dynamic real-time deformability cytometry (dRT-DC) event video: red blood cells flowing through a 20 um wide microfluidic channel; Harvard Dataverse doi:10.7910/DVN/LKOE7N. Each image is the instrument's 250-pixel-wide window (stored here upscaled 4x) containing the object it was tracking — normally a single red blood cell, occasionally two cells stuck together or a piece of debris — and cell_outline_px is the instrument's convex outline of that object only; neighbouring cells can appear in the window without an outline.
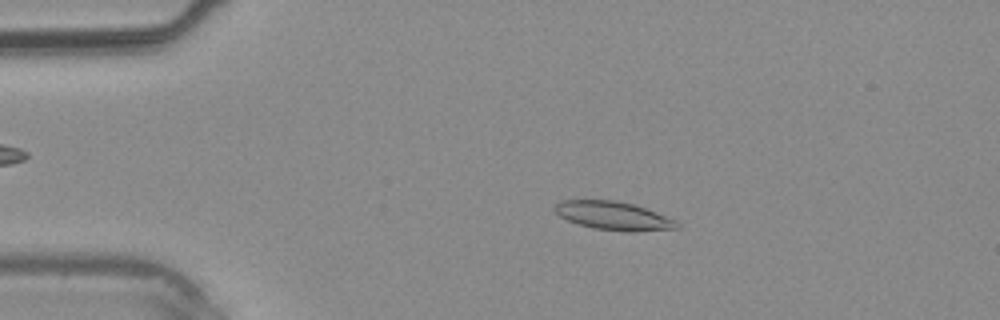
{"species": "common noctule bat (a hibernating species)", "species_latin": "Nyctalus noctula", "temperature_condition": "warm", "stored_images_in_passage": 37, "camera_frame_rate_fps": 3000, "um_per_image_px": 0.085, "animal": {"sex": "male", "body_mass_g": 20.4}, "frame": {"image": 1, "passage_image": 7, "time_ms": 2.0, "image_size_px": [1000, 320], "cell_outline_px": [[680, 228], [636, 232], [628, 232], [592, 228], [568, 220], [560, 216], [552, 208], [560, 200], [612, 200], [632, 204], [656, 212], [676, 220], [680, 224]], "centroid_in_image_um": [52.16, 18.35], "position_along_channel_um": 32.8, "area_um2": 20.23}}
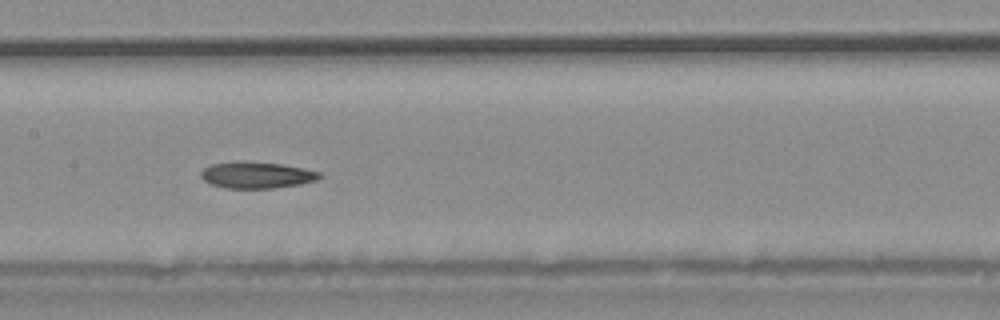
{"frame": {"image": 2, "passage_image": 18, "time_ms": 5.667, "image_size_px": [1000, 320], "cell_outline_px": [[324, 176], [316, 180], [300, 184], [272, 188], [224, 188], [212, 184], [204, 180], [200, 176], [200, 172], [204, 168], [212, 164], [232, 160], [244, 160], [280, 164], [304, 168], [320, 172]], "centroid_in_image_um": [21.8, 14.86], "position_along_channel_um": 185.6, "area_um2": 18.55}}
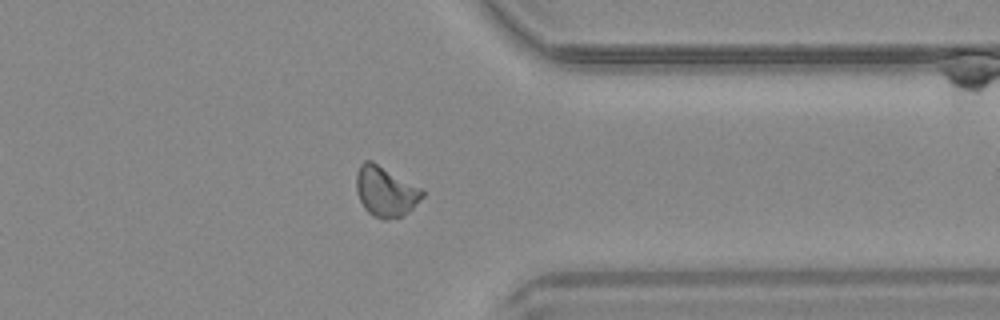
{"frame": {"image": 3, "passage_image": 29, "time_ms": 9.333, "image_size_px": [1000, 320], "cell_outline_px": [[424, 196], [412, 208], [400, 216], [384, 220], [372, 216], [364, 208], [360, 200], [356, 188], [356, 172], [360, 164], [364, 160], [372, 160], [420, 188], [424, 192]], "centroid_in_image_um": [32.73, 16.26], "position_along_channel_um": 378.7, "area_um2": 19.13}}